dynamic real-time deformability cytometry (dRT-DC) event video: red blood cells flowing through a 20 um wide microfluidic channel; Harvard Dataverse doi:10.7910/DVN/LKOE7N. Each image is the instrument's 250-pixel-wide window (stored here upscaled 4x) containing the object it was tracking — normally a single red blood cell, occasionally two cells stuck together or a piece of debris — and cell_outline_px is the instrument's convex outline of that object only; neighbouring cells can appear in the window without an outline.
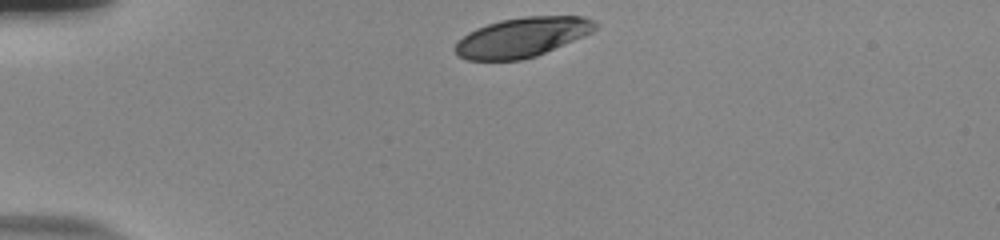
{"species": "human", "species_latin": "Homo sapiens", "temperature_condition": "room temperature", "stored_images_in_passage": 35, "camera_frame_rate_fps": 3000, "um_per_image_px": 0.085, "donor": {"sex": "male"}, "frame": {"image": 1, "passage_image": 1, "time_ms": 0.0, "image_size_px": [1000, 240], "cell_outline_px": [[596, 28], [592, 32], [584, 36], [536, 56], [520, 60], [468, 60], [460, 56], [456, 52], [456, 44], [468, 32], [476, 28], [500, 20], [524, 16], [584, 16], [592, 20], [596, 24]], "centroid_in_image_um": [44.4, 3.16], "position_along_channel_um": 40.6, "area_um2": 32.02}}
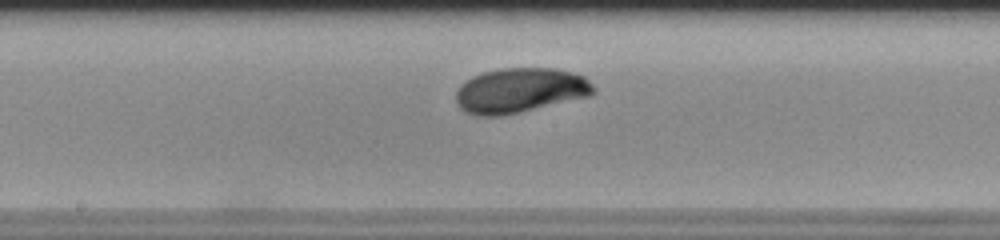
{"frame": {"image": 2, "passage_image": 18, "time_ms": 5.667, "image_size_px": [1000, 240], "cell_outline_px": [[596, 92], [592, 96], [520, 112], [500, 116], [476, 116], [464, 112], [456, 104], [456, 92], [460, 84], [464, 80], [480, 72], [500, 68], [556, 68], [572, 72], [584, 76], [596, 88]], "centroid_in_image_um": [44.19, 7.68], "position_along_channel_um": 204.0, "area_um2": 36.59}}
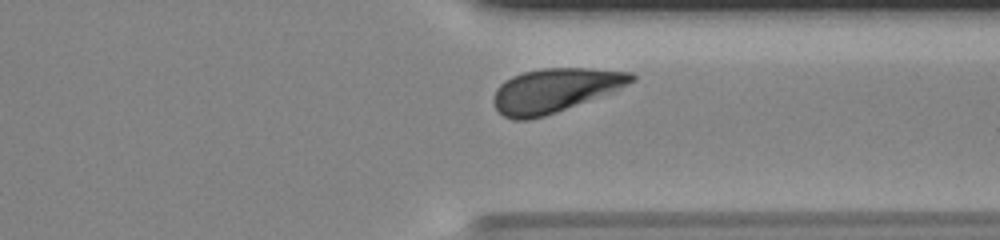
{"frame": {"image": 3, "passage_image": 31, "time_ms": 10.0, "image_size_px": [1000, 240], "cell_outline_px": [[636, 80], [616, 92], [544, 116], [528, 120], [512, 120], [504, 116], [496, 108], [492, 100], [492, 96], [496, 88], [504, 80], [512, 76], [524, 72], [544, 68], [588, 68], [632, 72], [636, 76]], "centroid_in_image_um": [47.2, 7.68], "position_along_channel_um": 364.2, "area_um2": 35.78}, "authors_computed_cell_mechanics": {"area_um2": 35.1424, "velocity_mm_per_s": 3.6896, "shape_relaxation_time_tau1_ms": 1.6904, "shape_relaxation_time_tau2_ms": null, "deformation_change_tau1": 0.1004, "deformation_change_tau2": null}}